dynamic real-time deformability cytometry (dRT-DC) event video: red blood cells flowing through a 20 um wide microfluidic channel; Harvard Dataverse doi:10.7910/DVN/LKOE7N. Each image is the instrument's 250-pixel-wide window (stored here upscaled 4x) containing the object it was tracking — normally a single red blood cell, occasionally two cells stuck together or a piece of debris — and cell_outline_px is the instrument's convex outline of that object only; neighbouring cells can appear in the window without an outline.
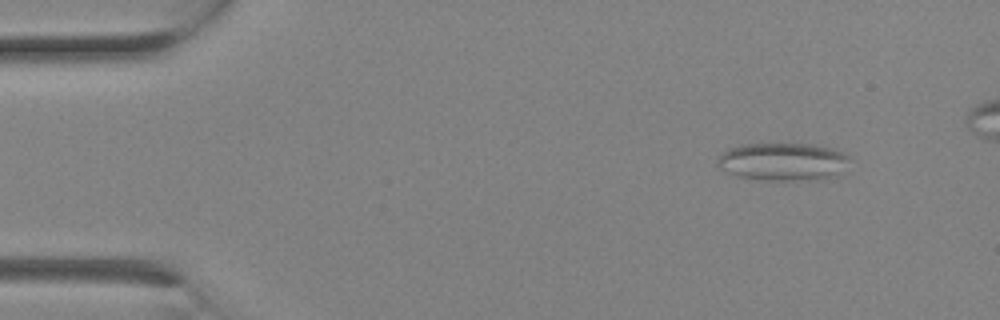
{"species": "Egyptian fruit bat (a non-hibernating species)", "species_latin": "Rousettus aegyptiacus", "temperature_condition": "room temperature", "stored_images_in_passage": 3, "camera_frame_rate_fps": 3000, "um_per_image_px": 0.085, "animal": {"sex": "female"}, "frame": {"image": 1, "passage_image": 1, "time_ms": 0.0, "image_size_px": [1000, 320], "cell_outline_px": [[848, 156], [836, 176], [820, 180], [768, 180], [740, 176], [728, 172], [720, 168], [716, 164], [716, 160], [728, 148], [744, 144], [812, 144], [832, 148]], "centroid_in_image_um": [66.5, 13.74], "position_along_channel_um": 18.5, "area_um2": 28.67}}